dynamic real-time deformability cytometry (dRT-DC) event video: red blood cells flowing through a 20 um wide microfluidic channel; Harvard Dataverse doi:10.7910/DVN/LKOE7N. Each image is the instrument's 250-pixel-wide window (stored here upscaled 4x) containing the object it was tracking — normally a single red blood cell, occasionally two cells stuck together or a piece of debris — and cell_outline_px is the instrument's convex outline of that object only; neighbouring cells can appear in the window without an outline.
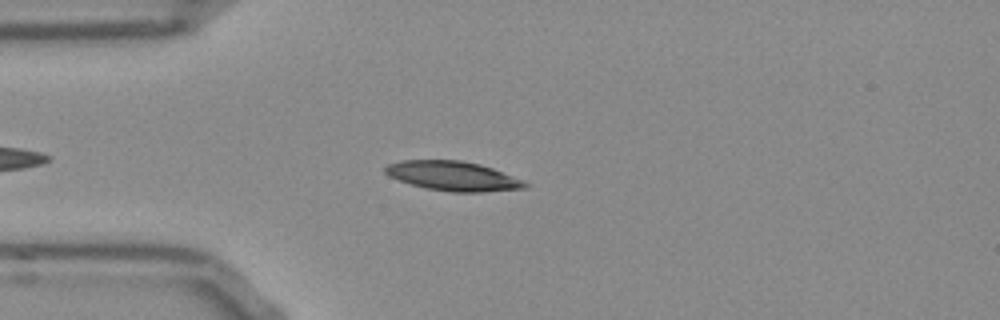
{"species": "Egyptian fruit bat (a non-hibernating species)", "species_latin": "Rousettus aegyptiacus", "temperature_condition": "room temperature", "stored_images_in_passage": 39, "camera_frame_rate_fps": 3000, "um_per_image_px": 0.085, "frame": {"image": 1, "passage_image": 3, "time_ms": 0.667, "image_size_px": [1000, 320], "cell_outline_px": [[528, 184], [524, 188], [480, 192], [452, 192], [424, 188], [388, 176], [384, 172], [384, 168], [388, 164], [400, 160], [460, 160], [480, 164], [492, 168], [520, 180]], "centroid_in_image_um": [38.43, 14.95], "position_along_channel_um": 46.6, "area_um2": 23.7}}
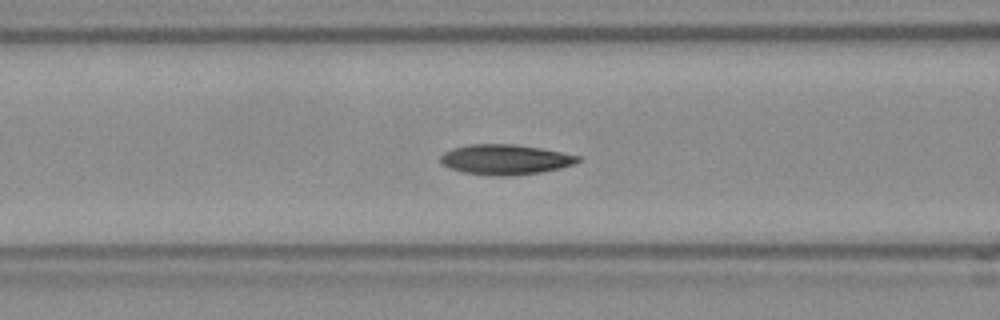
{"frame": {"image": 2, "passage_image": 10, "time_ms": 3.0, "image_size_px": [1000, 320], "cell_outline_px": [[580, 160], [572, 164], [560, 168], [540, 172], [512, 176], [496, 176], [464, 172], [448, 168], [440, 164], [440, 156], [444, 152], [452, 148], [468, 144], [516, 144], [540, 148], [580, 156]], "centroid_in_image_um": [42.89, 13.55], "position_along_channel_um": 123.7, "area_um2": 24.16}}
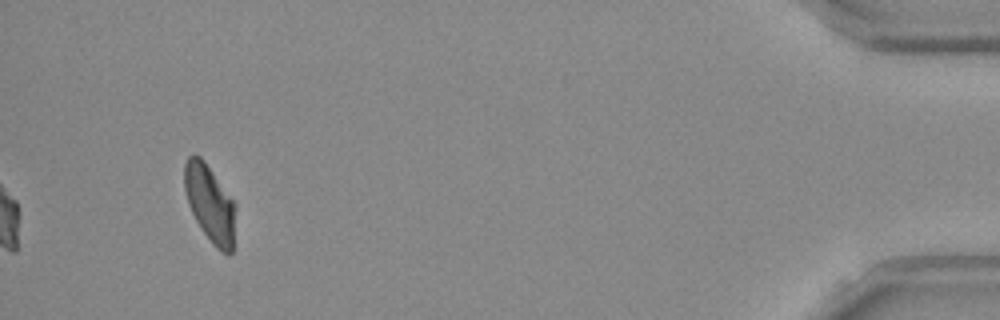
{"frame": {"image": 3, "passage_image": 39, "time_ms": 12.667, "image_size_px": [1000, 320], "cell_outline_px": [[232, 252], [228, 256], [216, 248], [212, 244], [196, 220], [188, 204], [184, 188], [184, 164], [188, 156], [200, 156], [204, 160], [232, 200]], "centroid_in_image_um": [17.77, 17.28], "position_along_channel_um": 417.4, "area_um2": 21.91}, "authors_computed_cell_mechanics": {"area_um2": 23.5824, "velocity_mm_per_s": 3.845, "shape_relaxation_time_tau1_ms": 5.9461, "shape_relaxation_time_tau2_ms": 3.3452, "deformation_change_tau1": 0.1655, "deformation_change_tau2": 0.0824}}